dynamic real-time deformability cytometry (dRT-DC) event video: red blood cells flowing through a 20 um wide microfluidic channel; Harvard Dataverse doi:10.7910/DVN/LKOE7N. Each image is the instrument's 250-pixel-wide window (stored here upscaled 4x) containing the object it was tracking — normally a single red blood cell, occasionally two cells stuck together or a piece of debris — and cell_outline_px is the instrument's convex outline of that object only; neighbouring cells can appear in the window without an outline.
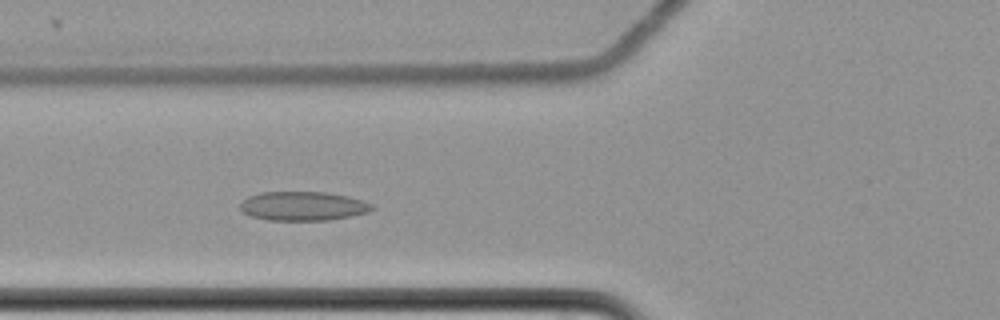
{"species": "common noctule bat (a hibernating species)", "species_latin": "Nyctalus noctula", "temperature_condition": "cold", "stored_images_in_passage": 5, "camera_frame_rate_fps": 3000, "um_per_image_px": 0.085, "animal": {"sex": "female", "body_mass_g": 22.7, "forearm_length_mm": 54.2}, "frame": {"image": 1, "passage_image": 5, "time_ms": 1.333, "image_size_px": [1000, 320], "cell_outline_px": [[376, 208], [368, 212], [328, 220], [268, 220], [252, 216], [244, 212], [240, 208], [240, 204], [248, 196], [260, 192], [324, 192], [348, 196], [364, 200], [372, 204]], "centroid_in_image_um": [25.77, 17.51], "position_along_channel_um": 100.0, "area_um2": 22.25}}